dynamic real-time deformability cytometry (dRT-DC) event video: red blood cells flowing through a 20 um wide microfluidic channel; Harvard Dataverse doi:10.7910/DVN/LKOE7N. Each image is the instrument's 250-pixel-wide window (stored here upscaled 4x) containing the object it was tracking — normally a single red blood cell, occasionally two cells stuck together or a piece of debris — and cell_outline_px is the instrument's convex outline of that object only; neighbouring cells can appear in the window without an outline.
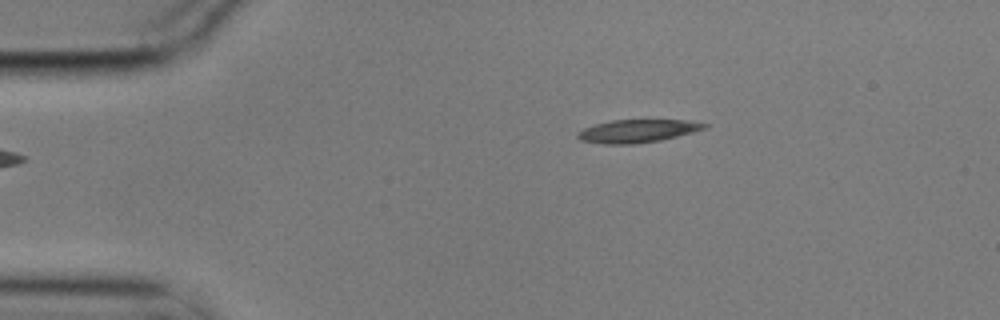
{"species": "common noctule bat (a hibernating species)", "species_latin": "Nyctalus noctula", "temperature_condition": "cold", "stored_images_in_passage": 6, "camera_frame_rate_fps": 3000, "um_per_image_px": 0.085, "animal": {"sex": "male", "body_mass_g": 17.9}, "frame": {"image": 1, "passage_image": 1, "time_ms": 0.0, "image_size_px": [1000, 320], "cell_outline_px": [[708, 124], [704, 128], [692, 132], [660, 140], [636, 144], [604, 144], [580, 140], [576, 136], [576, 132], [584, 128], [596, 124], [612, 120], [684, 120]], "centroid_in_image_um": [54.11, 11.14], "position_along_channel_um": 30.9, "area_um2": 16.76}}
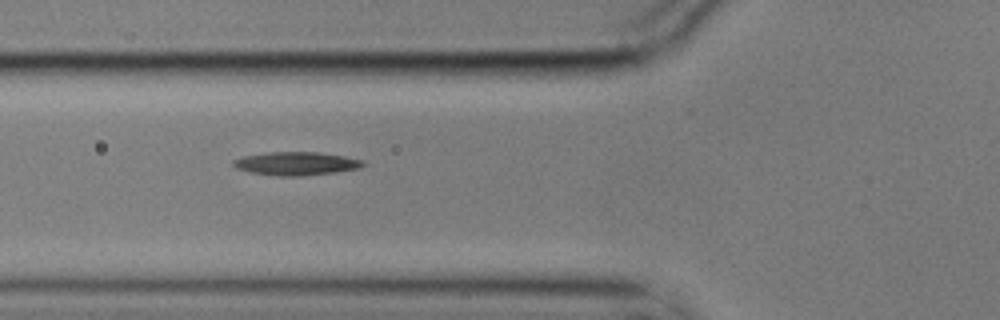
{"frame": {"image": 2, "passage_image": 4, "time_ms": 1.0, "image_size_px": [1000, 320], "cell_outline_px": [[368, 164], [360, 168], [336, 172], [300, 176], [276, 176], [252, 172], [236, 168], [232, 164], [232, 160], [244, 156], [268, 152], [320, 152], [344, 156], [360, 160]], "centroid_in_image_um": [25.18, 13.9], "position_along_channel_um": 100.6, "area_um2": 17.63}}
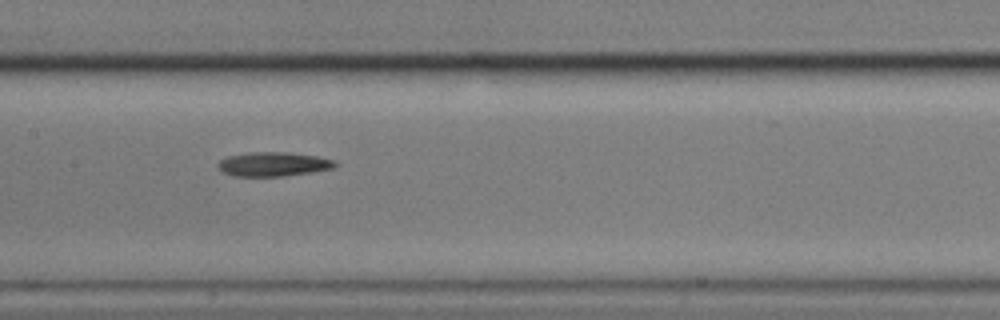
{"frame": {"image": 3, "passage_image": 6, "time_ms": 1.667, "image_size_px": [1000, 320], "cell_outline_px": [[340, 164], [332, 168], [312, 172], [284, 176], [232, 176], [224, 172], [216, 164], [220, 160], [228, 156], [248, 152], [288, 152], [316, 156], [336, 160]], "centroid_in_image_um": [23.26, 13.95], "position_along_channel_um": 184.1, "area_um2": 16.59}}